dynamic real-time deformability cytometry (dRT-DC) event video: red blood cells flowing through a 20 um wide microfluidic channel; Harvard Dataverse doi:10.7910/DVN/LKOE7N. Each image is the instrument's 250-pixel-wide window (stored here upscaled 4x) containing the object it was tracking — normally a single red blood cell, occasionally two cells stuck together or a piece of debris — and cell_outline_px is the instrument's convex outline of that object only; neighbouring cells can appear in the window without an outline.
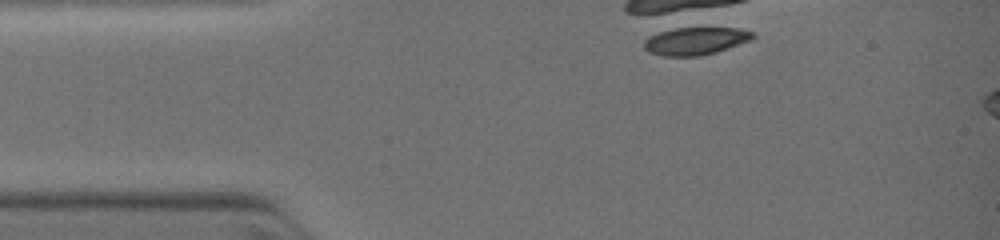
{"species": "common noctule bat (a hibernating species)", "species_latin": "Nyctalus noctula", "temperature_condition": "warm", "stored_images_in_passage": 1, "camera_frame_rate_fps": 3000, "um_per_image_px": 0.085, "animal": {"sex": "female", "body_mass_g": 19.0, "forearm_length_mm": 51.5}, "frame": {"image": 1, "passage_image": 1, "time_ms": 0.0, "image_size_px": [1000, 240], "cell_outline_px": [[756, 36], [752, 40], [716, 52], [700, 56], [660, 56], [648, 52], [644, 48], [644, 40], [668, 28], [736, 28], [752, 32]], "centroid_in_image_um": [59.11, 3.49], "position_along_channel_um": 25.9, "area_um2": 17.51}}